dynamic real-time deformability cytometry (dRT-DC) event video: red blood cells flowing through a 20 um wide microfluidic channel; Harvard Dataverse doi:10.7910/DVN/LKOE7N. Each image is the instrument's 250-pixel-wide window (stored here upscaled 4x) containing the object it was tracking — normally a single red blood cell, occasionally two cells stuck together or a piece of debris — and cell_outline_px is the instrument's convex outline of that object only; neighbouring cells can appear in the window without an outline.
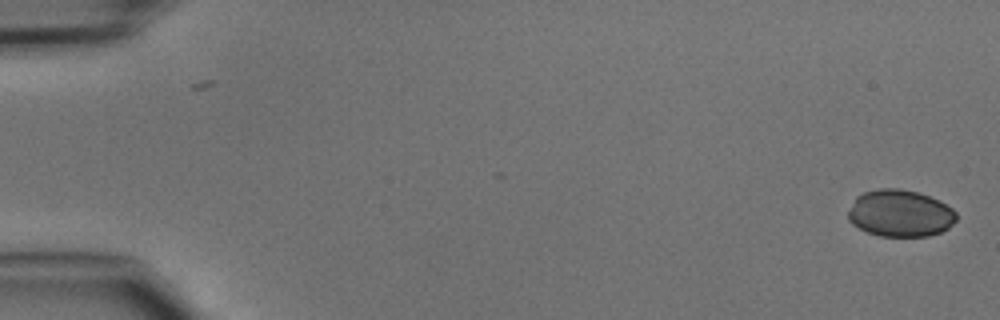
{"species": "common noctule bat (a hibernating species)", "species_latin": "Nyctalus noctula", "temperature_condition": "cold", "stored_images_in_passage": 12, "camera_frame_rate_fps": 3000, "um_per_image_px": 0.085, "animal": {"sex": "male", "body_mass_g": 15.6}, "frame": {"image": 1, "passage_image": 1, "time_ms": 0.0, "image_size_px": [1000, 320], "cell_outline_px": [[956, 220], [948, 228], [940, 232], [928, 236], [880, 236], [868, 232], [852, 224], [848, 220], [848, 212], [856, 196], [864, 192], [876, 188], [900, 188], [920, 192], [940, 200], [952, 208], [956, 212]], "centroid_in_image_um": [76.52, 18.11], "position_along_channel_um": 8.5, "area_um2": 29.82}}
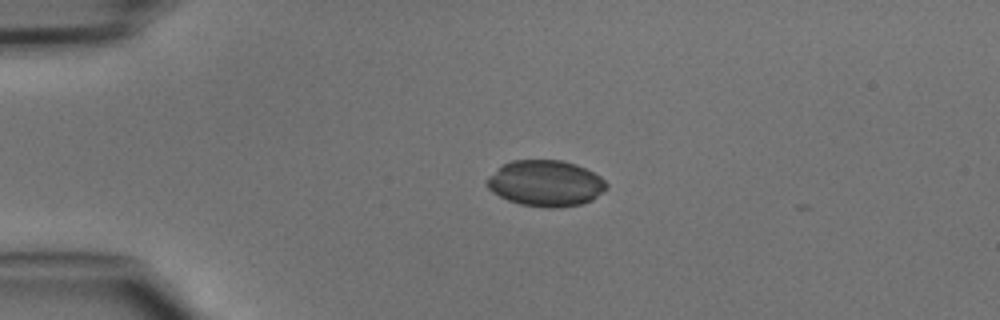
{"frame": {"image": 2, "passage_image": 11, "time_ms": 3.333, "image_size_px": [1000, 320], "cell_outline_px": [[608, 188], [592, 200], [580, 204], [552, 208], [548, 208], [520, 204], [508, 200], [492, 192], [484, 184], [484, 180], [500, 164], [512, 160], [560, 160], [576, 164], [600, 176], [608, 184]], "centroid_in_image_um": [46.33, 15.57], "position_along_channel_um": 38.7, "area_um2": 32.31}}